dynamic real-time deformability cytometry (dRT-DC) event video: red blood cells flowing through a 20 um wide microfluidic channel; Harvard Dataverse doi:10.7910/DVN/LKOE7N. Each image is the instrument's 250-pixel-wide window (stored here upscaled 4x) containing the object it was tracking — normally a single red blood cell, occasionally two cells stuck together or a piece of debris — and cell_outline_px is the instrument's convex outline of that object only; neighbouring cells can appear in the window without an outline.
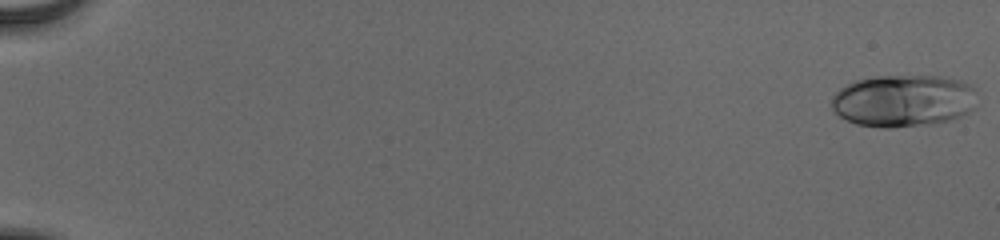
{"species": "human", "species_latin": "Homo sapiens", "temperature_condition": "cold", "stored_images_in_passage": 55, "camera_frame_rate_fps": 3000, "um_per_image_px": 0.085, "donor": {"sex": "male"}, "frame": {"image": 1, "passage_image": 1, "time_ms": 0.0, "image_size_px": [1000, 240], "cell_outline_px": [[976, 88], [972, 108], [968, 112], [960, 116], [948, 120], [932, 124], [892, 128], [880, 128], [856, 124], [840, 116], [828, 104], [832, 96], [840, 88], [856, 80], [876, 76], [940, 76], [960, 80]], "centroid_in_image_um": [76.74, 8.56], "position_along_channel_um": 8.3, "area_um2": 44.39}}
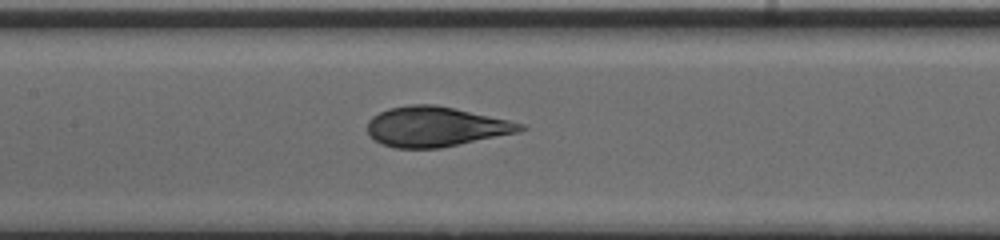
{"frame": {"image": 2, "passage_image": 29, "time_ms": 9.333, "image_size_px": [1000, 240], "cell_outline_px": [[528, 128], [520, 132], [440, 148], [392, 148], [368, 136], [368, 120], [372, 116], [388, 108], [412, 104], [436, 104], [508, 120], [524, 124]], "centroid_in_image_um": [37.03, 10.77], "position_along_channel_um": 170.4, "area_um2": 35.6}}
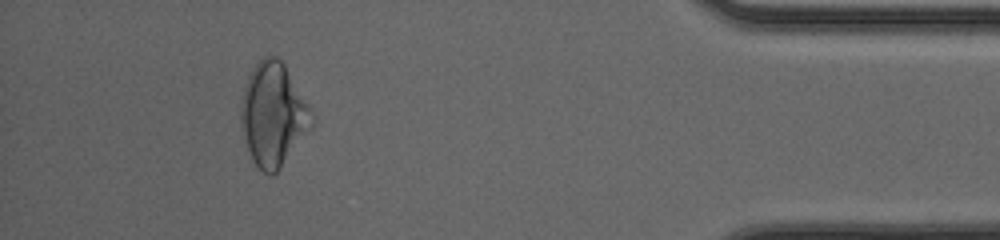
{"frame": {"image": 3, "passage_image": 51, "time_ms": 16.667, "image_size_px": [1000, 240], "cell_outline_px": [[316, 120], [312, 128], [280, 168], [272, 176], [264, 172], [252, 160], [240, 128], [240, 104], [244, 88], [248, 76], [252, 68], [264, 56], [276, 56], [284, 64], [308, 104]], "centroid_in_image_um": [23.22, 9.75], "position_along_channel_um": 412.0, "area_um2": 42.71}, "authors_computed_cell_mechanics": {"area_um2": 38.2636, "velocity_mm_per_s": 3.8853, "shape_relaxation_time_tau1_ms": 4.713, "shape_relaxation_time_tau2_ms": null, "deformation_change_tau1": 0.1795, "deformation_change_tau2": null}}